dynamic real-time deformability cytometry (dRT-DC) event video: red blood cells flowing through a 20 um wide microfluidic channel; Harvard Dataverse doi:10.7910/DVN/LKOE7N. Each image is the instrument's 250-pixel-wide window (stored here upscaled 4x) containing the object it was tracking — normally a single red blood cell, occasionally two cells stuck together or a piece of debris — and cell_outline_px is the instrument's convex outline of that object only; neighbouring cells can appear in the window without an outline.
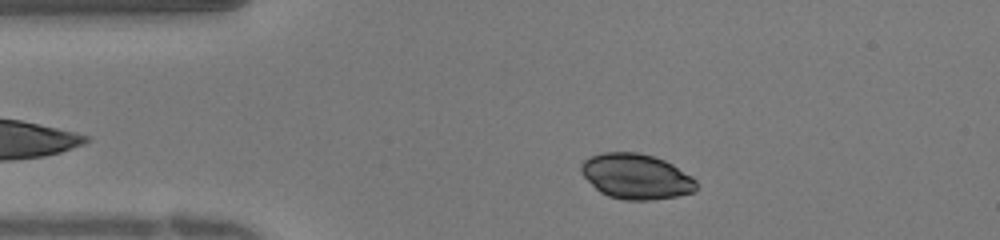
{"species": "human", "species_latin": "Homo sapiens", "temperature_condition": "warm", "stored_images_in_passage": 34, "camera_frame_rate_fps": 3000, "um_per_image_px": 0.085, "donor": {"sex": "female"}, "frame": {"image": 1, "passage_image": 3, "time_ms": 0.667, "image_size_px": [1000, 240], "cell_outline_px": [[696, 192], [676, 196], [652, 200], [624, 200], [608, 196], [600, 192], [580, 172], [580, 164], [584, 160], [592, 156], [604, 152], [636, 152], [652, 156], [664, 160], [672, 164], [692, 176], [696, 180]], "centroid_in_image_um": [54.08, 15.0], "position_along_channel_um": 30.9, "area_um2": 30.35}}
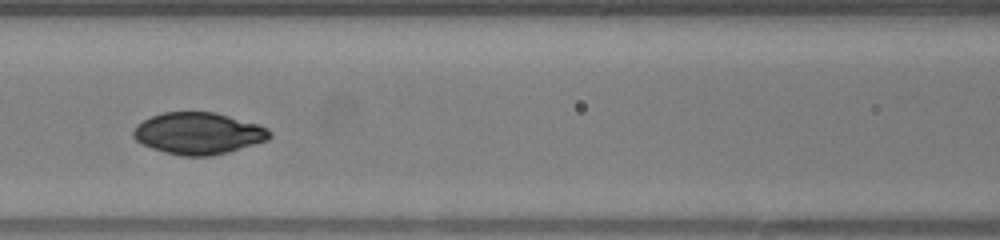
{"frame": {"image": 2, "passage_image": 12, "time_ms": 3.667, "image_size_px": [1000, 240], "cell_outline_px": [[272, 136], [268, 140], [256, 144], [228, 152], [212, 156], [180, 156], [164, 152], [152, 148], [136, 140], [132, 136], [132, 132], [136, 124], [152, 116], [164, 112], [216, 112], [260, 124], [268, 128], [272, 132]], "centroid_in_image_um": [16.9, 11.33], "position_along_channel_um": 149.7, "area_um2": 33.47}}
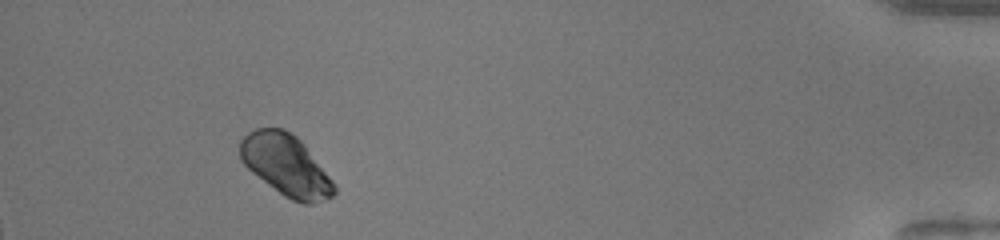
{"frame": {"image": 3, "passage_image": 31, "time_ms": 10.0, "image_size_px": [1000, 240], "cell_outline_px": [[336, 192], [332, 196], [324, 200], [312, 204], [304, 204], [292, 200], [284, 196], [252, 172], [240, 160], [240, 140], [248, 132], [256, 128], [284, 128], [292, 132], [304, 144], [336, 184]], "centroid_in_image_um": [24.32, 14.04], "position_along_channel_um": 410.9, "area_um2": 33.58}}